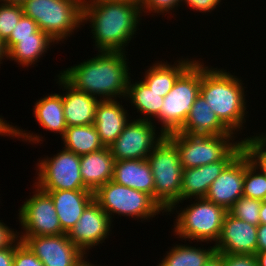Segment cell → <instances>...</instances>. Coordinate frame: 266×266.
<instances>
[{"label":"cell","mask_w":266,"mask_h":266,"mask_svg":"<svg viewBox=\"0 0 266 266\" xmlns=\"http://www.w3.org/2000/svg\"><path fill=\"white\" fill-rule=\"evenodd\" d=\"M57 83L63 91V109L67 127L94 124L96 108L100 100L97 97L81 92L70 85L60 74Z\"/></svg>","instance_id":"obj_18"},{"label":"cell","mask_w":266,"mask_h":266,"mask_svg":"<svg viewBox=\"0 0 266 266\" xmlns=\"http://www.w3.org/2000/svg\"><path fill=\"white\" fill-rule=\"evenodd\" d=\"M204 266H223V257L218 252H215Z\"/></svg>","instance_id":"obj_43"},{"label":"cell","mask_w":266,"mask_h":266,"mask_svg":"<svg viewBox=\"0 0 266 266\" xmlns=\"http://www.w3.org/2000/svg\"><path fill=\"white\" fill-rule=\"evenodd\" d=\"M155 129L157 130L151 121L130 120L123 132L109 146L115 161L147 159L165 137L163 132H156Z\"/></svg>","instance_id":"obj_12"},{"label":"cell","mask_w":266,"mask_h":266,"mask_svg":"<svg viewBox=\"0 0 266 266\" xmlns=\"http://www.w3.org/2000/svg\"><path fill=\"white\" fill-rule=\"evenodd\" d=\"M35 184L41 190H87L80 174V156L62 151L37 162Z\"/></svg>","instance_id":"obj_10"},{"label":"cell","mask_w":266,"mask_h":266,"mask_svg":"<svg viewBox=\"0 0 266 266\" xmlns=\"http://www.w3.org/2000/svg\"><path fill=\"white\" fill-rule=\"evenodd\" d=\"M260 224H266V200L262 201L260 209Z\"/></svg>","instance_id":"obj_45"},{"label":"cell","mask_w":266,"mask_h":266,"mask_svg":"<svg viewBox=\"0 0 266 266\" xmlns=\"http://www.w3.org/2000/svg\"><path fill=\"white\" fill-rule=\"evenodd\" d=\"M250 160L244 151L243 196L260 201L266 200V176Z\"/></svg>","instance_id":"obj_30"},{"label":"cell","mask_w":266,"mask_h":266,"mask_svg":"<svg viewBox=\"0 0 266 266\" xmlns=\"http://www.w3.org/2000/svg\"><path fill=\"white\" fill-rule=\"evenodd\" d=\"M86 256L79 262V264L77 266H96L95 264L93 265V263L91 264V262H88L86 260ZM99 266V265H98Z\"/></svg>","instance_id":"obj_48"},{"label":"cell","mask_w":266,"mask_h":266,"mask_svg":"<svg viewBox=\"0 0 266 266\" xmlns=\"http://www.w3.org/2000/svg\"><path fill=\"white\" fill-rule=\"evenodd\" d=\"M111 1H126V2H133V3H141V0H111Z\"/></svg>","instance_id":"obj_49"},{"label":"cell","mask_w":266,"mask_h":266,"mask_svg":"<svg viewBox=\"0 0 266 266\" xmlns=\"http://www.w3.org/2000/svg\"><path fill=\"white\" fill-rule=\"evenodd\" d=\"M222 0H181L182 2L186 4V6H189L194 11L198 12H212V10H215L217 5H220V2Z\"/></svg>","instance_id":"obj_39"},{"label":"cell","mask_w":266,"mask_h":266,"mask_svg":"<svg viewBox=\"0 0 266 266\" xmlns=\"http://www.w3.org/2000/svg\"><path fill=\"white\" fill-rule=\"evenodd\" d=\"M84 0H27L21 6L24 16L32 18L39 30L56 44L83 25Z\"/></svg>","instance_id":"obj_4"},{"label":"cell","mask_w":266,"mask_h":266,"mask_svg":"<svg viewBox=\"0 0 266 266\" xmlns=\"http://www.w3.org/2000/svg\"><path fill=\"white\" fill-rule=\"evenodd\" d=\"M18 239V232L0 220V249L11 247Z\"/></svg>","instance_id":"obj_40"},{"label":"cell","mask_w":266,"mask_h":266,"mask_svg":"<svg viewBox=\"0 0 266 266\" xmlns=\"http://www.w3.org/2000/svg\"><path fill=\"white\" fill-rule=\"evenodd\" d=\"M35 191L20 206L19 223L24 230L19 237L51 236L65 234L61 228L51 196L33 184ZM21 233V234H20Z\"/></svg>","instance_id":"obj_11"},{"label":"cell","mask_w":266,"mask_h":266,"mask_svg":"<svg viewBox=\"0 0 266 266\" xmlns=\"http://www.w3.org/2000/svg\"><path fill=\"white\" fill-rule=\"evenodd\" d=\"M201 62L195 61L178 77L172 90L164 97L160 115L161 132L166 136L179 131L200 94Z\"/></svg>","instance_id":"obj_6"},{"label":"cell","mask_w":266,"mask_h":266,"mask_svg":"<svg viewBox=\"0 0 266 266\" xmlns=\"http://www.w3.org/2000/svg\"><path fill=\"white\" fill-rule=\"evenodd\" d=\"M177 132L191 135L234 134L219 120L201 94L192 105L183 127Z\"/></svg>","instance_id":"obj_23"},{"label":"cell","mask_w":266,"mask_h":266,"mask_svg":"<svg viewBox=\"0 0 266 266\" xmlns=\"http://www.w3.org/2000/svg\"><path fill=\"white\" fill-rule=\"evenodd\" d=\"M178 5H181V0H141L140 3L142 13L144 11V13H159V15L167 12L169 14V12L175 10V8L178 10Z\"/></svg>","instance_id":"obj_37"},{"label":"cell","mask_w":266,"mask_h":266,"mask_svg":"<svg viewBox=\"0 0 266 266\" xmlns=\"http://www.w3.org/2000/svg\"><path fill=\"white\" fill-rule=\"evenodd\" d=\"M111 225L109 216L93 199L67 235L70 241L86 255L93 246L105 242L111 233Z\"/></svg>","instance_id":"obj_14"},{"label":"cell","mask_w":266,"mask_h":266,"mask_svg":"<svg viewBox=\"0 0 266 266\" xmlns=\"http://www.w3.org/2000/svg\"><path fill=\"white\" fill-rule=\"evenodd\" d=\"M223 257V266H257V259L252 254L219 253Z\"/></svg>","instance_id":"obj_38"},{"label":"cell","mask_w":266,"mask_h":266,"mask_svg":"<svg viewBox=\"0 0 266 266\" xmlns=\"http://www.w3.org/2000/svg\"><path fill=\"white\" fill-rule=\"evenodd\" d=\"M112 181L148 193L154 199V177L147 159L115 161Z\"/></svg>","instance_id":"obj_22"},{"label":"cell","mask_w":266,"mask_h":266,"mask_svg":"<svg viewBox=\"0 0 266 266\" xmlns=\"http://www.w3.org/2000/svg\"><path fill=\"white\" fill-rule=\"evenodd\" d=\"M243 150V139L220 161L207 165L183 169L180 202L169 211L177 209L184 200L205 198L213 181L222 173L224 168ZM177 205V206H176Z\"/></svg>","instance_id":"obj_15"},{"label":"cell","mask_w":266,"mask_h":266,"mask_svg":"<svg viewBox=\"0 0 266 266\" xmlns=\"http://www.w3.org/2000/svg\"><path fill=\"white\" fill-rule=\"evenodd\" d=\"M138 3L111 0H84L83 25L90 23L98 52H126L137 33L141 16Z\"/></svg>","instance_id":"obj_1"},{"label":"cell","mask_w":266,"mask_h":266,"mask_svg":"<svg viewBox=\"0 0 266 266\" xmlns=\"http://www.w3.org/2000/svg\"><path fill=\"white\" fill-rule=\"evenodd\" d=\"M27 130H21L17 126H12L10 123H7L4 118L0 116V135L1 136H9V137H17L18 140L19 138L24 139V141H28L29 143L33 142L34 144H38L40 141H43V137L37 133L33 135V133H30V131L27 133Z\"/></svg>","instance_id":"obj_36"},{"label":"cell","mask_w":266,"mask_h":266,"mask_svg":"<svg viewBox=\"0 0 266 266\" xmlns=\"http://www.w3.org/2000/svg\"><path fill=\"white\" fill-rule=\"evenodd\" d=\"M55 42L47 33L38 29L33 37L17 38V43L7 52V59L24 67L35 65Z\"/></svg>","instance_id":"obj_25"},{"label":"cell","mask_w":266,"mask_h":266,"mask_svg":"<svg viewBox=\"0 0 266 266\" xmlns=\"http://www.w3.org/2000/svg\"><path fill=\"white\" fill-rule=\"evenodd\" d=\"M7 58V50L5 48L4 42L0 39V64L3 59Z\"/></svg>","instance_id":"obj_46"},{"label":"cell","mask_w":266,"mask_h":266,"mask_svg":"<svg viewBox=\"0 0 266 266\" xmlns=\"http://www.w3.org/2000/svg\"><path fill=\"white\" fill-rule=\"evenodd\" d=\"M14 244L11 247L0 249V266H13Z\"/></svg>","instance_id":"obj_41"},{"label":"cell","mask_w":266,"mask_h":266,"mask_svg":"<svg viewBox=\"0 0 266 266\" xmlns=\"http://www.w3.org/2000/svg\"><path fill=\"white\" fill-rule=\"evenodd\" d=\"M114 163L109 147L80 156V174L85 188L94 193L112 180Z\"/></svg>","instance_id":"obj_21"},{"label":"cell","mask_w":266,"mask_h":266,"mask_svg":"<svg viewBox=\"0 0 266 266\" xmlns=\"http://www.w3.org/2000/svg\"><path fill=\"white\" fill-rule=\"evenodd\" d=\"M97 53L96 57L60 71V75L78 91L99 100L125 99L131 78L126 52Z\"/></svg>","instance_id":"obj_2"},{"label":"cell","mask_w":266,"mask_h":266,"mask_svg":"<svg viewBox=\"0 0 266 266\" xmlns=\"http://www.w3.org/2000/svg\"><path fill=\"white\" fill-rule=\"evenodd\" d=\"M180 59V60H179ZM169 65L166 61H158L145 71L143 82L156 93L165 97L173 88L178 77L195 61L190 58L181 59ZM168 63V64H167ZM176 65V66H175Z\"/></svg>","instance_id":"obj_24"},{"label":"cell","mask_w":266,"mask_h":266,"mask_svg":"<svg viewBox=\"0 0 266 266\" xmlns=\"http://www.w3.org/2000/svg\"><path fill=\"white\" fill-rule=\"evenodd\" d=\"M13 266H44L40 259L20 239L14 243Z\"/></svg>","instance_id":"obj_35"},{"label":"cell","mask_w":266,"mask_h":266,"mask_svg":"<svg viewBox=\"0 0 266 266\" xmlns=\"http://www.w3.org/2000/svg\"><path fill=\"white\" fill-rule=\"evenodd\" d=\"M94 200L109 216L114 214L144 220L165 213L160 205L148 193L117 184L110 180L94 192ZM113 215V217H112Z\"/></svg>","instance_id":"obj_7"},{"label":"cell","mask_w":266,"mask_h":266,"mask_svg":"<svg viewBox=\"0 0 266 266\" xmlns=\"http://www.w3.org/2000/svg\"><path fill=\"white\" fill-rule=\"evenodd\" d=\"M236 77L227 70L209 68L201 62L200 94L219 120L234 134L243 130L248 113L245 87L242 79Z\"/></svg>","instance_id":"obj_3"},{"label":"cell","mask_w":266,"mask_h":266,"mask_svg":"<svg viewBox=\"0 0 266 266\" xmlns=\"http://www.w3.org/2000/svg\"><path fill=\"white\" fill-rule=\"evenodd\" d=\"M154 177V200L167 213L180 202L183 168L176 146L165 136L148 155Z\"/></svg>","instance_id":"obj_5"},{"label":"cell","mask_w":266,"mask_h":266,"mask_svg":"<svg viewBox=\"0 0 266 266\" xmlns=\"http://www.w3.org/2000/svg\"><path fill=\"white\" fill-rule=\"evenodd\" d=\"M38 29L37 23L32 18L23 15L13 28L10 37L4 42L7 52L17 43V38L33 37V33Z\"/></svg>","instance_id":"obj_34"},{"label":"cell","mask_w":266,"mask_h":266,"mask_svg":"<svg viewBox=\"0 0 266 266\" xmlns=\"http://www.w3.org/2000/svg\"><path fill=\"white\" fill-rule=\"evenodd\" d=\"M44 266H77L86 256L67 233L51 236L19 237Z\"/></svg>","instance_id":"obj_13"},{"label":"cell","mask_w":266,"mask_h":266,"mask_svg":"<svg viewBox=\"0 0 266 266\" xmlns=\"http://www.w3.org/2000/svg\"><path fill=\"white\" fill-rule=\"evenodd\" d=\"M20 4L0 3V39L5 42L23 16Z\"/></svg>","instance_id":"obj_33"},{"label":"cell","mask_w":266,"mask_h":266,"mask_svg":"<svg viewBox=\"0 0 266 266\" xmlns=\"http://www.w3.org/2000/svg\"><path fill=\"white\" fill-rule=\"evenodd\" d=\"M61 138L63 148L79 156L104 148L94 124L69 126Z\"/></svg>","instance_id":"obj_28"},{"label":"cell","mask_w":266,"mask_h":266,"mask_svg":"<svg viewBox=\"0 0 266 266\" xmlns=\"http://www.w3.org/2000/svg\"><path fill=\"white\" fill-rule=\"evenodd\" d=\"M235 134L191 135L173 132L166 137L176 146L183 169L222 160L240 141ZM235 141V142H234Z\"/></svg>","instance_id":"obj_9"},{"label":"cell","mask_w":266,"mask_h":266,"mask_svg":"<svg viewBox=\"0 0 266 266\" xmlns=\"http://www.w3.org/2000/svg\"><path fill=\"white\" fill-rule=\"evenodd\" d=\"M244 150H242L213 181L205 198L225 210L243 196Z\"/></svg>","instance_id":"obj_17"},{"label":"cell","mask_w":266,"mask_h":266,"mask_svg":"<svg viewBox=\"0 0 266 266\" xmlns=\"http://www.w3.org/2000/svg\"><path fill=\"white\" fill-rule=\"evenodd\" d=\"M257 227L226 213L220 236L214 247L218 253H257Z\"/></svg>","instance_id":"obj_16"},{"label":"cell","mask_w":266,"mask_h":266,"mask_svg":"<svg viewBox=\"0 0 266 266\" xmlns=\"http://www.w3.org/2000/svg\"><path fill=\"white\" fill-rule=\"evenodd\" d=\"M126 111L117 100L99 101L94 126L104 147H109L129 123Z\"/></svg>","instance_id":"obj_20"},{"label":"cell","mask_w":266,"mask_h":266,"mask_svg":"<svg viewBox=\"0 0 266 266\" xmlns=\"http://www.w3.org/2000/svg\"><path fill=\"white\" fill-rule=\"evenodd\" d=\"M255 256L257 259V266H266V251L257 252Z\"/></svg>","instance_id":"obj_44"},{"label":"cell","mask_w":266,"mask_h":266,"mask_svg":"<svg viewBox=\"0 0 266 266\" xmlns=\"http://www.w3.org/2000/svg\"><path fill=\"white\" fill-rule=\"evenodd\" d=\"M37 122L45 130L59 133L62 137L67 129L64 117L62 93L50 94L37 100L33 108Z\"/></svg>","instance_id":"obj_26"},{"label":"cell","mask_w":266,"mask_h":266,"mask_svg":"<svg viewBox=\"0 0 266 266\" xmlns=\"http://www.w3.org/2000/svg\"><path fill=\"white\" fill-rule=\"evenodd\" d=\"M194 202L178 211L173 228L175 236L185 241L216 243L227 210L206 198H195Z\"/></svg>","instance_id":"obj_8"},{"label":"cell","mask_w":266,"mask_h":266,"mask_svg":"<svg viewBox=\"0 0 266 266\" xmlns=\"http://www.w3.org/2000/svg\"><path fill=\"white\" fill-rule=\"evenodd\" d=\"M27 0H0V3L20 4L22 5Z\"/></svg>","instance_id":"obj_47"},{"label":"cell","mask_w":266,"mask_h":266,"mask_svg":"<svg viewBox=\"0 0 266 266\" xmlns=\"http://www.w3.org/2000/svg\"><path fill=\"white\" fill-rule=\"evenodd\" d=\"M54 203L61 228L68 233L78 222L84 209L94 199L90 190H44Z\"/></svg>","instance_id":"obj_19"},{"label":"cell","mask_w":266,"mask_h":266,"mask_svg":"<svg viewBox=\"0 0 266 266\" xmlns=\"http://www.w3.org/2000/svg\"><path fill=\"white\" fill-rule=\"evenodd\" d=\"M216 252L213 245L208 249L191 245L176 244L157 266H204L208 259Z\"/></svg>","instance_id":"obj_29"},{"label":"cell","mask_w":266,"mask_h":266,"mask_svg":"<svg viewBox=\"0 0 266 266\" xmlns=\"http://www.w3.org/2000/svg\"><path fill=\"white\" fill-rule=\"evenodd\" d=\"M262 201L253 198L240 197L227 211L237 219L255 226L260 225V209Z\"/></svg>","instance_id":"obj_31"},{"label":"cell","mask_w":266,"mask_h":266,"mask_svg":"<svg viewBox=\"0 0 266 266\" xmlns=\"http://www.w3.org/2000/svg\"><path fill=\"white\" fill-rule=\"evenodd\" d=\"M266 251V224L257 227V252Z\"/></svg>","instance_id":"obj_42"},{"label":"cell","mask_w":266,"mask_h":266,"mask_svg":"<svg viewBox=\"0 0 266 266\" xmlns=\"http://www.w3.org/2000/svg\"><path fill=\"white\" fill-rule=\"evenodd\" d=\"M126 99L131 101V105L144 115L137 120H145L153 122V118L160 115L164 97L162 94L151 90L142 80L131 83L129 80ZM153 120V121H152Z\"/></svg>","instance_id":"obj_27"},{"label":"cell","mask_w":266,"mask_h":266,"mask_svg":"<svg viewBox=\"0 0 266 266\" xmlns=\"http://www.w3.org/2000/svg\"><path fill=\"white\" fill-rule=\"evenodd\" d=\"M257 135L243 137V150L246 152L250 160L266 176V132Z\"/></svg>","instance_id":"obj_32"}]
</instances>
